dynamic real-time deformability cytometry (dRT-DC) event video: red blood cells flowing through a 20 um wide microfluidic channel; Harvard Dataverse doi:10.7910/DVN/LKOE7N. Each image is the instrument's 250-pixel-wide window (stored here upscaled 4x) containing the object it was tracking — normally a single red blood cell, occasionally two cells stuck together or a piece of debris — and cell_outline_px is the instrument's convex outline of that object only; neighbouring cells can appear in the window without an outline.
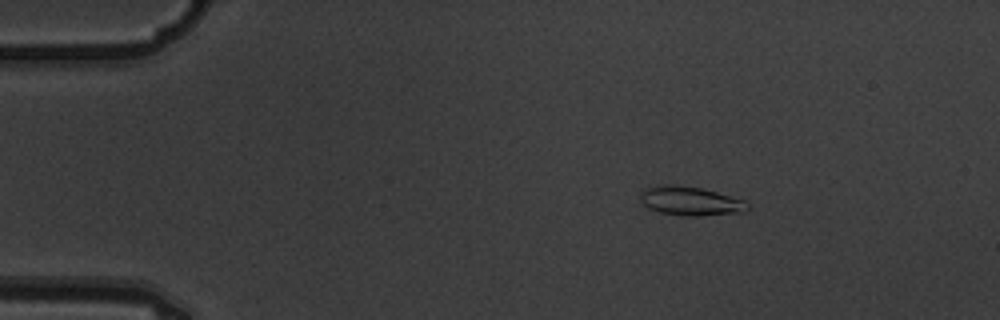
{"species": "common noctule bat (a hibernating species)", "species_latin": "Nyctalus noctula", "temperature_condition": "warm", "stored_images_in_passage": 4, "camera_frame_rate_fps": 3000, "um_per_image_px": 0.085, "animal": {"sex": "male", "body_mass_g": 19.5, "forearm_length_mm": 54.6}, "frame": {"image": 1, "passage_image": 1, "time_ms": 0.0, "image_size_px": [1000, 320], "cell_outline_px": [[748, 208], [744, 212], [700, 216], [684, 216], [660, 212], [648, 208], [640, 200], [640, 192], [644, 188], [660, 184], [668, 184], [700, 188], [716, 192], [744, 200], [748, 204]], "centroid_in_image_um": [58.65, 17.09], "position_along_channel_um": 26.4, "area_um2": 18.09}}
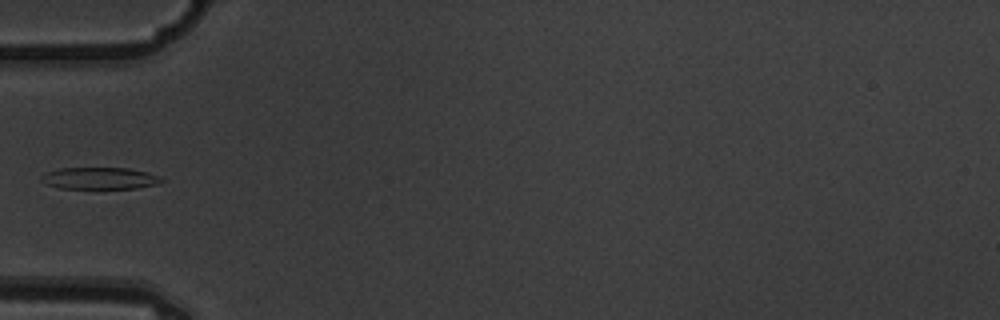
{"frame": {"image": 2, "passage_image": 4, "time_ms": 1.0, "image_size_px": [1000, 320], "cell_outline_px": [[164, 180], [156, 184], [136, 188], [60, 188], [48, 184], [40, 180], [40, 176], [48, 172], [60, 168], [128, 168], [148, 172]], "centroid_in_image_um": [8.45, 15.15], "position_along_channel_um": 76.5, "area_um2": 15.03}}